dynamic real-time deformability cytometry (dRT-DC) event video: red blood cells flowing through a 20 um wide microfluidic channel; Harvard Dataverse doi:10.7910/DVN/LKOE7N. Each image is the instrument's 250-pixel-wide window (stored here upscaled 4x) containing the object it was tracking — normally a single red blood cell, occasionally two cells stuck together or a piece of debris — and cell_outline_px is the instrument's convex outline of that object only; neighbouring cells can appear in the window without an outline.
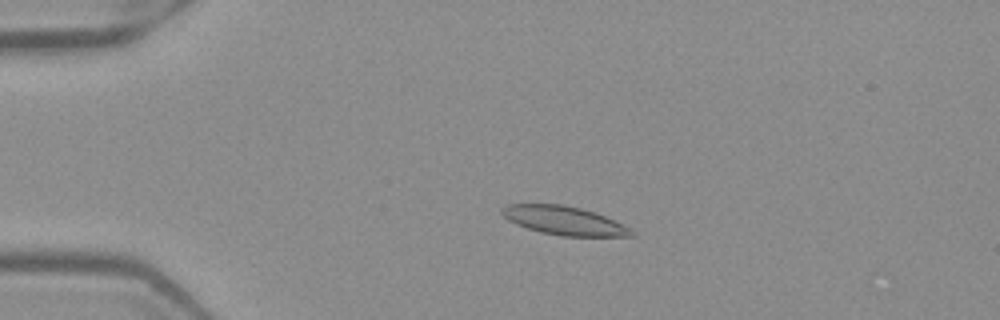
{"species": "Egyptian fruit bat (a non-hibernating species)", "species_latin": "Rousettus aegyptiacus", "temperature_condition": "warm", "stored_images_in_passage": 53, "camera_frame_rate_fps": 3000, "um_per_image_px": 0.085, "frame": {"image": 1, "passage_image": 13, "time_ms": 4.0, "image_size_px": [1000, 320], "cell_outline_px": [[636, 236], [560, 236], [540, 232], [516, 224], [508, 220], [500, 212], [500, 208], [508, 204], [560, 204], [580, 208], [596, 212], [636, 232]], "centroid_in_image_um": [47.91, 18.75], "position_along_channel_um": 37.1, "area_um2": 21.5}}
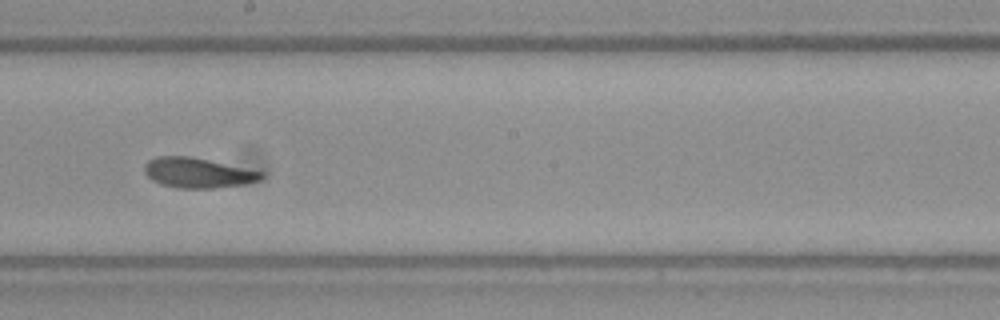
{"frame": {"image": 2, "passage_image": 31, "time_ms": 10.0, "image_size_px": [1000, 320], "cell_outline_px": [[264, 176], [260, 180], [244, 184], [216, 188], [176, 188], [160, 184], [152, 180], [144, 172], [144, 164], [148, 160], [156, 156], [192, 156], [264, 172]], "centroid_in_image_um": [16.8, 14.68], "position_along_channel_um": 231.4, "area_um2": 20.63}}
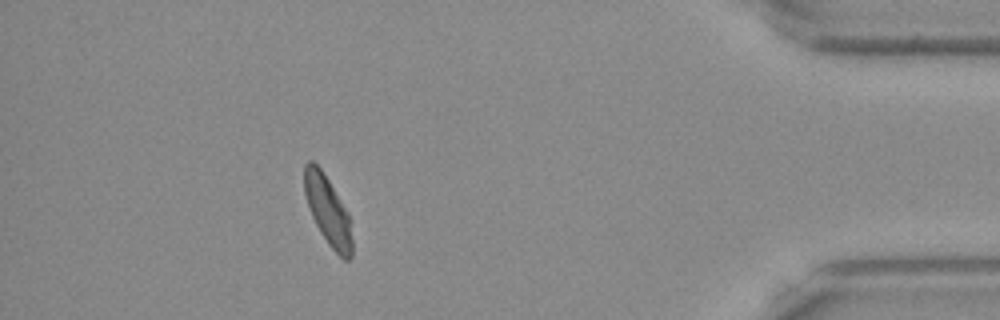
{"frame": {"image": 3, "passage_image": 48, "time_ms": 15.667, "image_size_px": [1000, 320], "cell_outline_px": [[352, 256], [348, 260], [344, 260], [328, 244], [320, 232], [312, 216], [304, 192], [304, 164], [308, 160], [312, 160], [320, 168], [328, 180], [348, 212], [352, 240]], "centroid_in_image_um": [27.86, 17.9], "position_along_channel_um": 407.3, "area_um2": 18.9}, "authors_computed_cell_mechanics": {"area_um2": 20.4612, "velocity_mm_per_s": 3.9435, "shape_relaxation_time_tau1_ms": 3.4792, "shape_relaxation_time_tau2_ms": 1.4319, "deformation_change_tau1": 0.1534, "deformation_change_tau2": 0.0704}}